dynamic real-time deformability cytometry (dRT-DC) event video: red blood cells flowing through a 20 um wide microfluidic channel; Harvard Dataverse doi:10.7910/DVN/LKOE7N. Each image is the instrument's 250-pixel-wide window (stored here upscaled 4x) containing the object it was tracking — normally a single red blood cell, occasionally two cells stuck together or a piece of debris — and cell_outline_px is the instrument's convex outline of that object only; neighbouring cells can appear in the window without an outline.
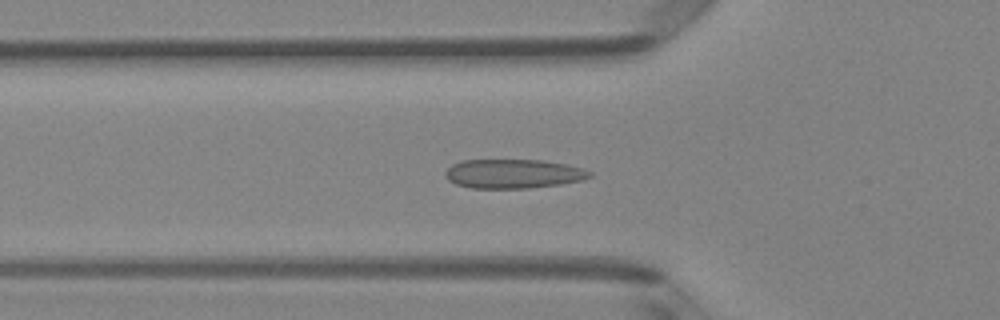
{"species": "Egyptian fruit bat (a non-hibernating species)", "species_latin": "Rousettus aegyptiacus", "temperature_condition": "room temperature", "stored_images_in_passage": 44, "camera_frame_rate_fps": 3000, "um_per_image_px": 0.085, "animal": {"sex": "female"}, "frame": {"image": 1, "passage_image": 11, "time_ms": 3.333, "image_size_px": [1000, 320], "cell_outline_px": [[592, 176], [584, 180], [560, 184], [528, 188], [472, 188], [456, 184], [448, 180], [444, 176], [444, 172], [452, 164], [460, 160], [544, 160], [568, 164], [584, 168], [592, 172]], "centroid_in_image_um": [43.65, 14.76], "position_along_channel_um": 82.2, "area_um2": 24.8}}
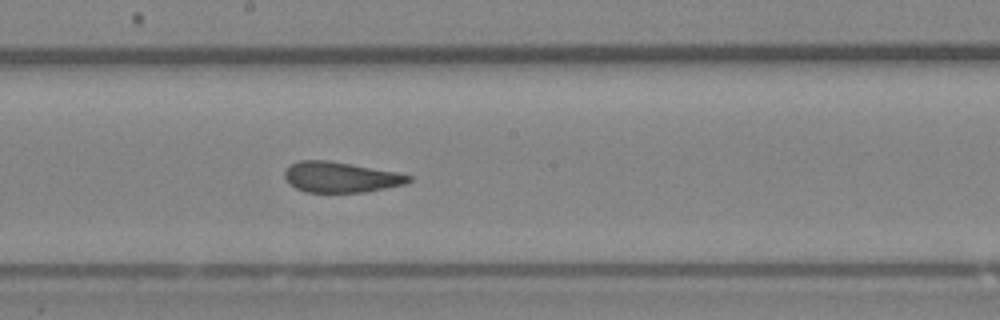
{"frame": {"image": 2, "passage_image": 21, "time_ms": 6.667, "image_size_px": [1000, 320], "cell_outline_px": [[412, 180], [408, 184], [364, 192], [304, 192], [288, 184], [284, 176], [284, 172], [288, 164], [300, 160], [328, 160], [352, 164], [396, 172], [412, 176]], "centroid_in_image_um": [28.93, 15.05], "position_along_channel_um": 219.3, "area_um2": 22.31}}
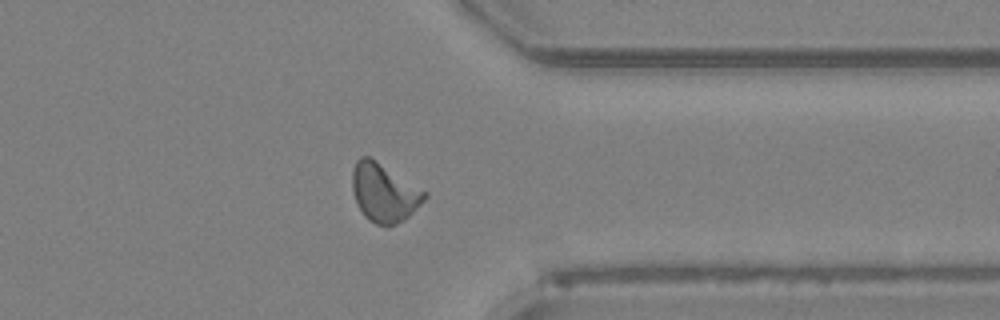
{"frame": {"image": 3, "passage_image": 33, "time_ms": 10.667, "image_size_px": [1000, 320], "cell_outline_px": [[428, 196], [404, 220], [396, 224], [376, 224], [368, 220], [364, 216], [356, 204], [352, 188], [352, 172], [356, 160], [360, 156], [368, 156], [376, 160], [428, 192]], "centroid_in_image_um": [32.63, 16.36], "position_along_channel_um": 378.8, "area_um2": 24.57}, "authors_computed_cell_mechanics": {"area_um2": 23.1778, "velocity_mm_per_s": 4.1139, "shape_relaxation_time_tau1_ms": 6.7866, "shape_relaxation_time_tau2_ms": 1.212, "deformation_change_tau1": 0.1717, "deformation_change_tau2": 0.0755}}